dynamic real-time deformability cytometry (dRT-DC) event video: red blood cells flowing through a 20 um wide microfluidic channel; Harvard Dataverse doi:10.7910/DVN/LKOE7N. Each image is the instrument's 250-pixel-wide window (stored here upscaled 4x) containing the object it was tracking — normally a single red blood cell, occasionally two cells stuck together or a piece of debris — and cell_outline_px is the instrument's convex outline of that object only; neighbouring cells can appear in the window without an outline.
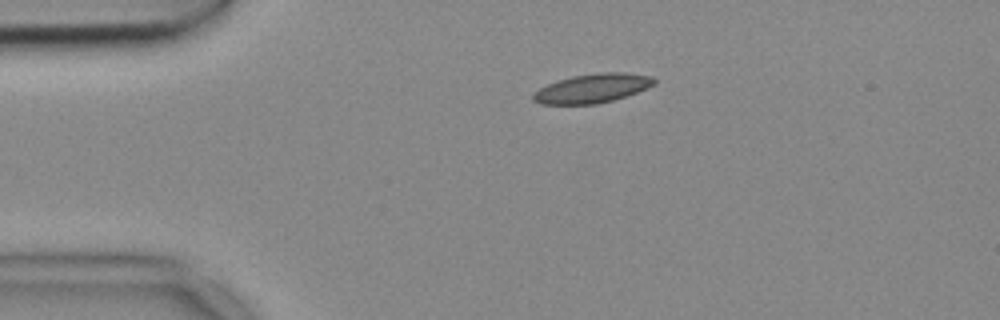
{"species": "common noctule bat (a hibernating species)", "species_latin": "Nyctalus noctula", "temperature_condition": "cold", "stored_images_in_passage": 44, "camera_frame_rate_fps": 3000, "um_per_image_px": 0.085, "animal": {"sex": "female", "body_mass_g": 18.4}, "frame": {"image": 1, "passage_image": 1, "time_ms": 0.0, "image_size_px": [1000, 320], "cell_outline_px": [[656, 84], [636, 92], [612, 100], [596, 104], [540, 104], [532, 100], [532, 92], [556, 80], [572, 76], [596, 72], [624, 72], [652, 76], [656, 80]], "centroid_in_image_um": [50.32, 7.49], "position_along_channel_um": 34.7, "area_um2": 20.58}}
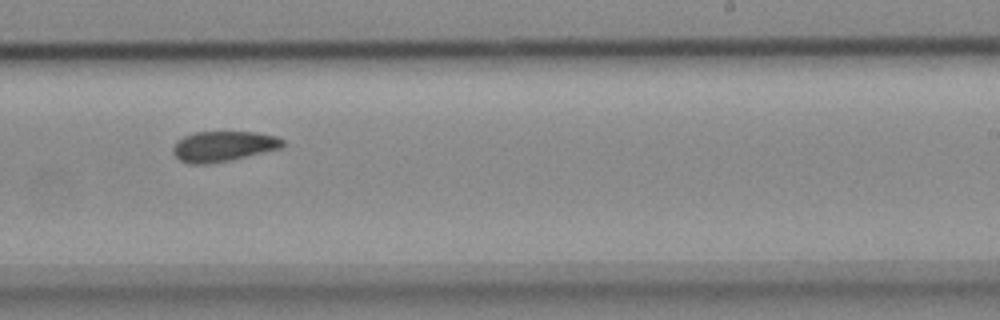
{"frame": {"image": 2, "passage_image": 23, "time_ms": 7.333, "image_size_px": [1000, 320], "cell_outline_px": [[284, 144], [280, 148], [228, 160], [204, 164], [188, 164], [180, 160], [172, 152], [172, 148], [176, 140], [184, 136], [196, 132], [256, 132], [276, 136], [284, 140]], "centroid_in_image_um": [18.93, 12.42], "position_along_channel_um": 270.1, "area_um2": 19.19}}
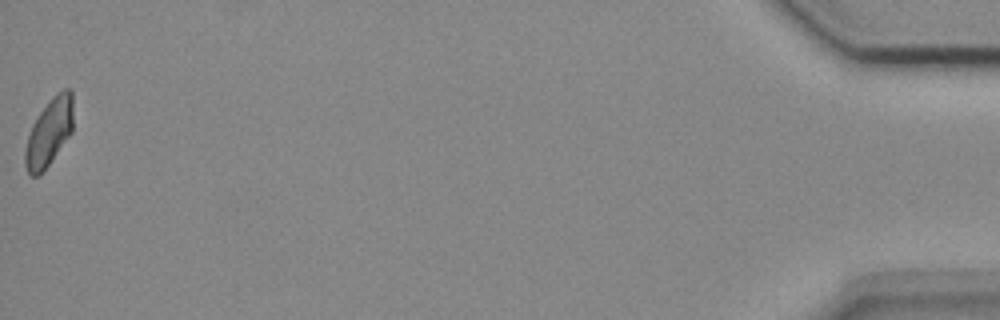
{"frame": {"image": 3, "passage_image": 44, "time_ms": 14.333, "image_size_px": [1000, 320], "cell_outline_px": [[72, 132], [48, 164], [36, 176], [32, 176], [28, 172], [24, 164], [24, 152], [28, 136], [32, 124], [40, 112], [52, 96], [56, 92], [64, 88], [68, 88], [72, 92]], "centroid_in_image_um": [4.17, 11.2], "position_along_channel_um": 431.0, "area_um2": 18.55}, "authors_computed_cell_mechanics": {"area_um2": 19.4786, "velocity_mm_per_s": 3.7174, "shape_relaxation_time_tau1_ms": null, "shape_relaxation_time_tau2_ms": 3.2383, "deformation_change_tau1": null, "deformation_change_tau2": 0.0821}}